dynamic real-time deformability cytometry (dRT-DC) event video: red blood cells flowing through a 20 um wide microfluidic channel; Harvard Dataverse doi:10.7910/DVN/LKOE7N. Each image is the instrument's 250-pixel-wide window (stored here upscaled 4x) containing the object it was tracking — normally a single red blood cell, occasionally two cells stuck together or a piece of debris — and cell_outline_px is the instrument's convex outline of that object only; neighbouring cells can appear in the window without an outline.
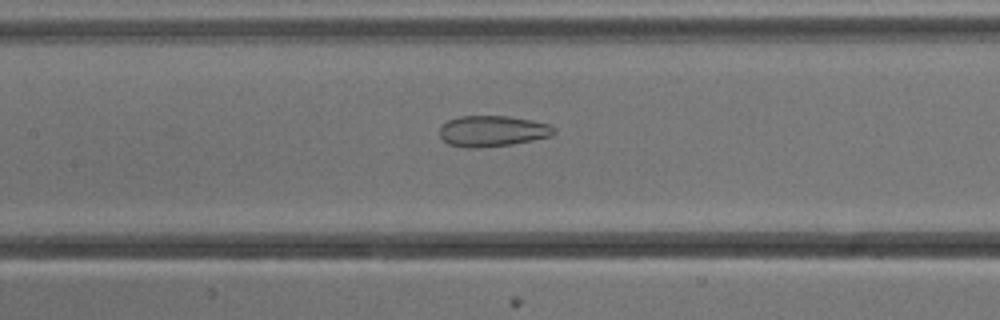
{"species": "common noctule bat (a hibernating species)", "species_latin": "Nyctalus noctula", "temperature_condition": "cold", "stored_images_in_passage": 53, "camera_frame_rate_fps": 3000, "um_per_image_px": 0.085, "animal": {"sex": "male", "body_mass_g": 13.3}, "frame": {"image": 1, "passage_image": 24, "time_ms": 7.667, "image_size_px": [1000, 320], "cell_outline_px": [[556, 132], [552, 136], [512, 144], [472, 148], [468, 148], [448, 144], [440, 136], [440, 128], [448, 120], [460, 116], [508, 116], [532, 120], [548, 124], [556, 128]], "centroid_in_image_um": [41.88, 11.14], "position_along_channel_um": 165.5, "area_um2": 20.52}}
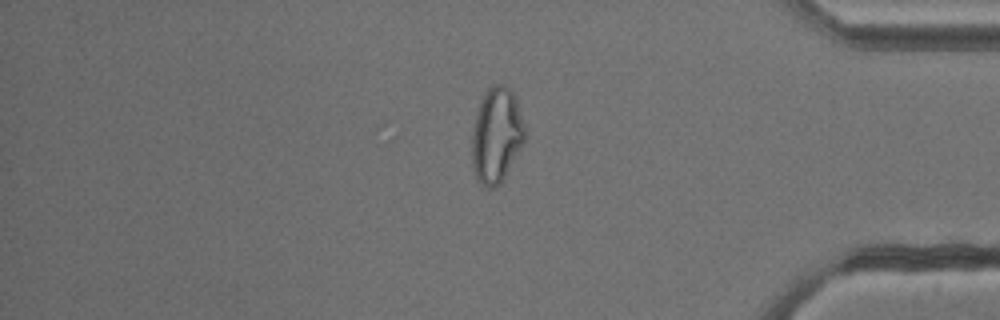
{"frame": {"image": 2, "passage_image": 44, "time_ms": 14.333, "image_size_px": [1000, 320], "cell_outline_px": [[524, 140], [520, 148], [500, 184], [492, 188], [484, 188], [480, 184], [476, 176], [472, 164], [472, 132], [480, 100], [488, 88], [492, 84], [504, 84], [512, 92], [516, 100], [524, 124]], "centroid_in_image_um": [42.18, 11.5], "position_along_channel_um": 393.0, "area_um2": 29.02}}
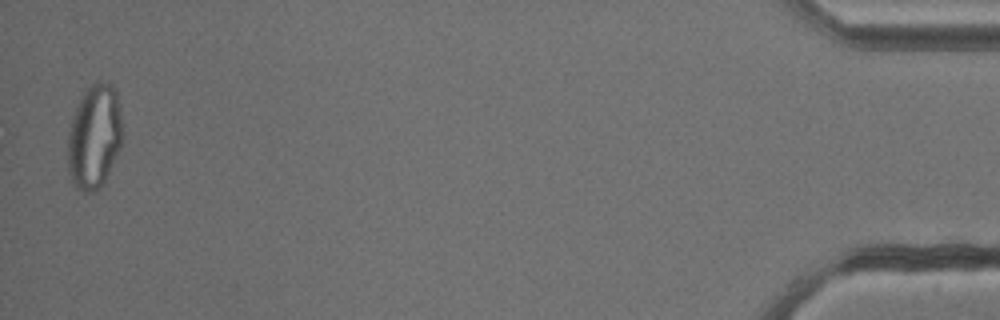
{"frame": {"image": 3, "passage_image": 52, "time_ms": 17.0, "image_size_px": [1000, 320], "cell_outline_px": [[120, 148], [100, 188], [96, 192], [80, 192], [72, 184], [68, 172], [68, 132], [72, 116], [84, 92], [96, 80], [112, 84], [116, 88], [120, 116]], "centroid_in_image_um": [7.98, 11.64], "position_along_channel_um": 427.2, "area_um2": 33.0}, "authors_computed_cell_mechanics": {"area_um2": 28.9, "velocity_mm_per_s": 3.852, "shape_relaxation_time_tau1_ms": null, "shape_relaxation_time_tau2_ms": 1.8016, "deformation_change_tau1": null, "deformation_change_tau2": 0.0848}}